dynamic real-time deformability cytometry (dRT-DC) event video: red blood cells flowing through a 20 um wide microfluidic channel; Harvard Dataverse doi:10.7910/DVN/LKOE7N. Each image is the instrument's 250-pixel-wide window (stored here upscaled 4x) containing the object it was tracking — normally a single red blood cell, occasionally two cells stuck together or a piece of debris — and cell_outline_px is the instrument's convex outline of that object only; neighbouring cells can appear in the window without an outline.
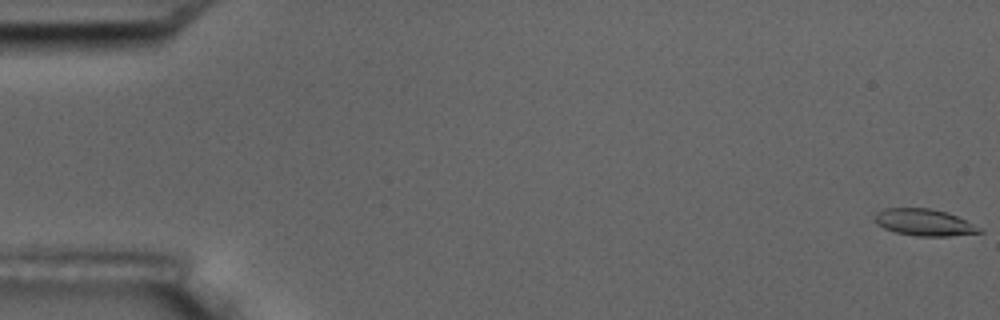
{"species": "common noctule bat (a hibernating species)", "species_latin": "Nyctalus noctula", "temperature_condition": "room temperature", "stored_images_in_passage": 4, "camera_frame_rate_fps": 3000, "um_per_image_px": 0.085, "animal": {"sex": "male", "body_mass_g": 17.5, "forearm_length_mm": 52.3}, "frame": {"image": 1, "passage_image": 1, "time_ms": 0.0, "image_size_px": [1000, 320], "cell_outline_px": [[984, 232], [948, 236], [916, 236], [896, 232], [884, 228], [876, 224], [876, 212], [884, 208], [928, 208], [948, 212], [980, 228]], "centroid_in_image_um": [78.53, 18.9], "position_along_channel_um": 6.5, "area_um2": 16.13}}